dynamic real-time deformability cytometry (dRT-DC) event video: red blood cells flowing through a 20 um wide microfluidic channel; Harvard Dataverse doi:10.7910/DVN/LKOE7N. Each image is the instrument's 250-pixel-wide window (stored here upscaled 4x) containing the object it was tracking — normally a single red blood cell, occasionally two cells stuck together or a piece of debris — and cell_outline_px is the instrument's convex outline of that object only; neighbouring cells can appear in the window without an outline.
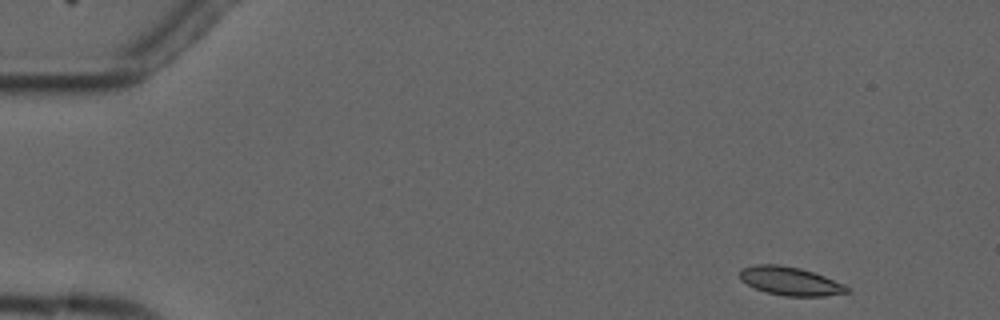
{"species": "common noctule bat (a hibernating species)", "species_latin": "Nyctalus noctula", "temperature_condition": "cold", "stored_images_in_passage": 4, "camera_frame_rate_fps": 3000, "um_per_image_px": 0.085, "animal": {"sex": "male", "forearm_length_mm": 52.5}, "frame": {"image": 1, "passage_image": 1, "time_ms": 0.0, "image_size_px": [1000, 320], "cell_outline_px": [[852, 292], [824, 296], [784, 296], [764, 292], [740, 280], [740, 272], [744, 268], [756, 264], [780, 264], [800, 268], [824, 276], [844, 284]], "centroid_in_image_um": [67.18, 23.9], "position_along_channel_um": 17.8, "area_um2": 17.74}}
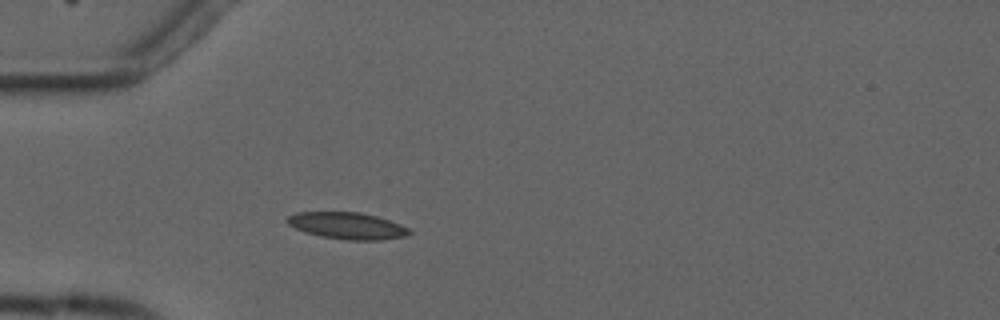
{"frame": {"image": 2, "passage_image": 4, "time_ms": 3.667, "image_size_px": [1000, 320], "cell_outline_px": [[412, 232], [404, 236], [380, 240], [348, 240], [320, 236], [304, 232], [288, 224], [284, 220], [288, 216], [296, 212], [360, 212], [376, 216], [400, 224], [408, 228]], "centroid_in_image_um": [29.48, 19.18], "position_along_channel_um": 55.5, "area_um2": 18.96}}